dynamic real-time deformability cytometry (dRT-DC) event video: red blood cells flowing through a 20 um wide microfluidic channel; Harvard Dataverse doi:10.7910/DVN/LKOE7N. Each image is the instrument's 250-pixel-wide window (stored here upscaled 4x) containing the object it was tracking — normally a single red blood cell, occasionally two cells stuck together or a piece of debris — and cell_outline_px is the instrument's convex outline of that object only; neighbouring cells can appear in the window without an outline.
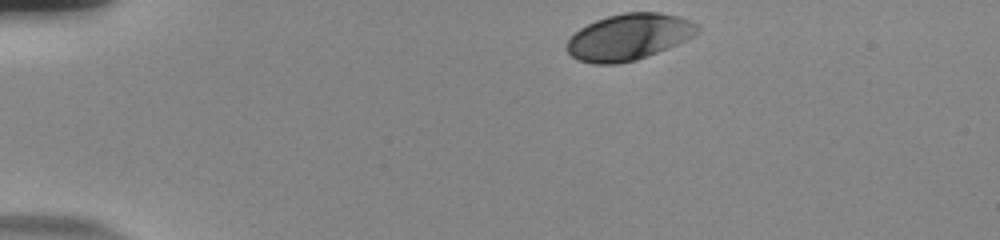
{"species": "human", "species_latin": "Homo sapiens", "temperature_condition": "room temperature", "stored_images_in_passage": 38, "camera_frame_rate_fps": 3000, "um_per_image_px": 0.085, "donor": {"sex": "male"}, "frame": {"image": 1, "passage_image": 1, "time_ms": 0.0, "image_size_px": [1000, 240], "cell_outline_px": [[700, 32], [676, 44], [636, 60], [616, 64], [592, 64], [576, 60], [564, 48], [568, 40], [580, 28], [596, 20], [608, 16], [624, 12], [660, 12], [676, 16], [688, 20], [696, 24], [700, 28]], "centroid_in_image_um": [53.41, 3.15], "position_along_channel_um": 31.6, "area_um2": 35.03}}
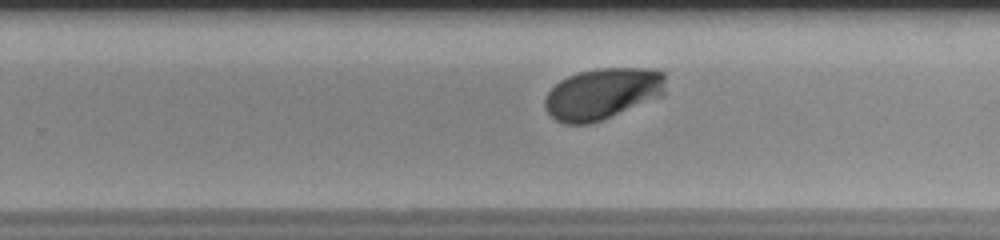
{"frame": {"image": 2, "passage_image": 27, "time_ms": 8.667, "image_size_px": [1000, 240], "cell_outline_px": [[664, 96], [600, 120], [588, 124], [564, 124], [556, 120], [544, 108], [544, 100], [548, 92], [560, 80], [568, 76], [580, 72], [596, 68], [652, 68], [664, 72]], "centroid_in_image_um": [51.22, 7.96], "position_along_channel_um": 278.6, "area_um2": 36.13}}
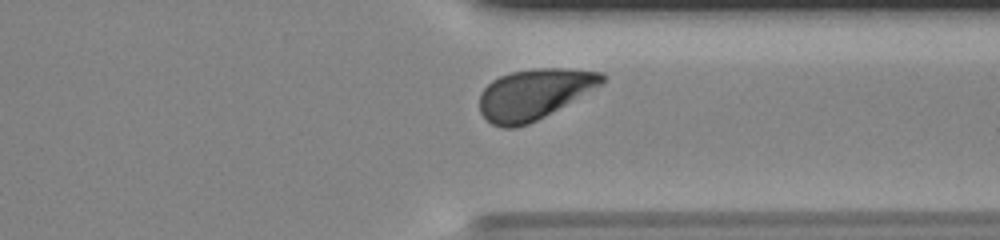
{"frame": {"image": 3, "passage_image": 34, "time_ms": 11.0, "image_size_px": [1000, 240], "cell_outline_px": [[608, 76], [600, 84], [544, 116], [528, 124], [516, 128], [500, 128], [492, 124], [480, 112], [480, 92], [492, 80], [500, 76], [512, 72], [536, 68], [564, 68], [604, 72]], "centroid_in_image_um": [45.36, 7.99], "position_along_channel_um": 366.0, "area_um2": 35.55}, "authors_computed_cell_mechanics": {"area_um2": 35.9516, "velocity_mm_per_s": 3.7163, "shape_relaxation_time_tau1_ms": 2.6824, "shape_relaxation_time_tau2_ms": null, "deformation_change_tau1": 0.1545, "deformation_change_tau2": null}}